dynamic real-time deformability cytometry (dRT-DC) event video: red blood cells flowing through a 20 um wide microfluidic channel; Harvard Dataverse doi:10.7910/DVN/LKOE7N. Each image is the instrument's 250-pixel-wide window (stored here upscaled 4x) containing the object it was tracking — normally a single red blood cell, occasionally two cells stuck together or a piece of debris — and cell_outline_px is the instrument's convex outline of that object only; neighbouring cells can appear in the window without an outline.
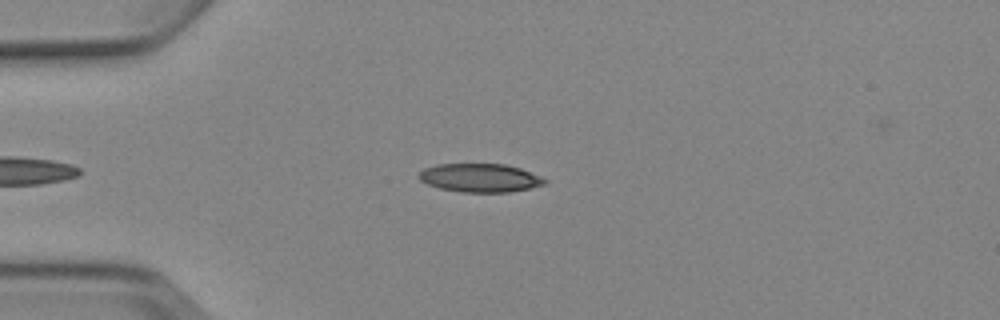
{"species": "Egyptian fruit bat (a non-hibernating species)", "species_latin": "Rousettus aegyptiacus", "temperature_condition": "cold", "stored_images_in_passage": 5, "camera_frame_rate_fps": 3000, "um_per_image_px": 0.085, "animal": {"sex": "female"}, "frame": {"image": 1, "passage_image": 5, "time_ms": 4.667, "image_size_px": [1000, 320], "cell_outline_px": [[548, 180], [544, 184], [528, 188], [508, 192], [460, 192], [440, 188], [428, 184], [420, 180], [416, 176], [424, 168], [436, 164], [504, 164], [520, 168], [540, 176]], "centroid_in_image_um": [40.77, 15.11], "position_along_channel_um": 44.2, "area_um2": 20.81}}